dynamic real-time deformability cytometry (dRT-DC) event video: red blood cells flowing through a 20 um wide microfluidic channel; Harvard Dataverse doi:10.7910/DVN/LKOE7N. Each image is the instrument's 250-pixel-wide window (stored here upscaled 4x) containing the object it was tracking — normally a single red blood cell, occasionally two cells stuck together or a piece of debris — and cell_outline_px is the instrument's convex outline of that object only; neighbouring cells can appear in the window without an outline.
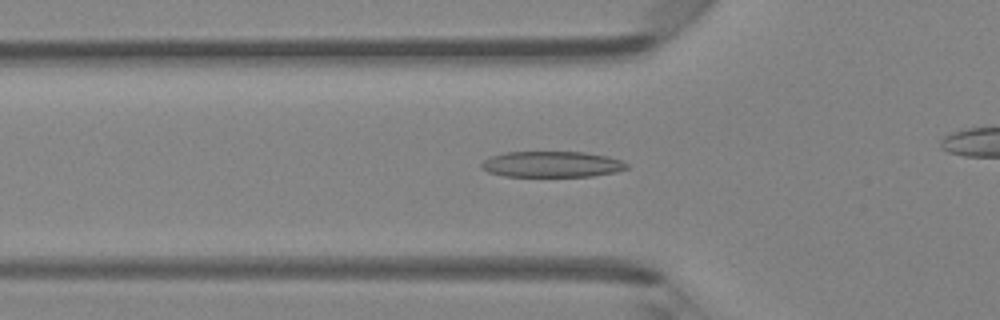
{"species": "Egyptian fruit bat (a non-hibernating species)", "species_latin": "Rousettus aegyptiacus", "temperature_condition": "room temperature", "stored_images_in_passage": 30, "camera_frame_rate_fps": 3000, "um_per_image_px": 0.085, "animal": {"sex": "female"}, "frame": {"image": 1, "passage_image": 7, "time_ms": 2.0, "image_size_px": [1000, 320], "cell_outline_px": [[628, 168], [616, 172], [592, 176], [504, 176], [488, 172], [480, 168], [480, 164], [488, 156], [504, 152], [584, 152], [608, 156], [620, 160], [628, 164]], "centroid_in_image_um": [46.87, 13.96], "position_along_channel_um": 78.9, "area_um2": 22.08}}
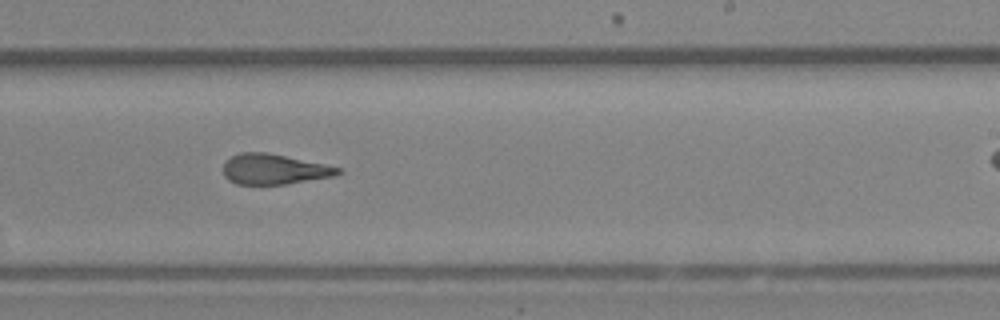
{"frame": {"image": 2, "passage_image": 20, "time_ms": 6.333, "image_size_px": [1000, 320], "cell_outline_px": [[340, 172], [336, 176], [284, 184], [236, 184], [228, 180], [224, 176], [224, 164], [232, 156], [240, 152], [264, 152], [324, 164], [340, 168]], "centroid_in_image_um": [23.27, 14.39], "position_along_channel_um": 265.7, "area_um2": 19.94}}
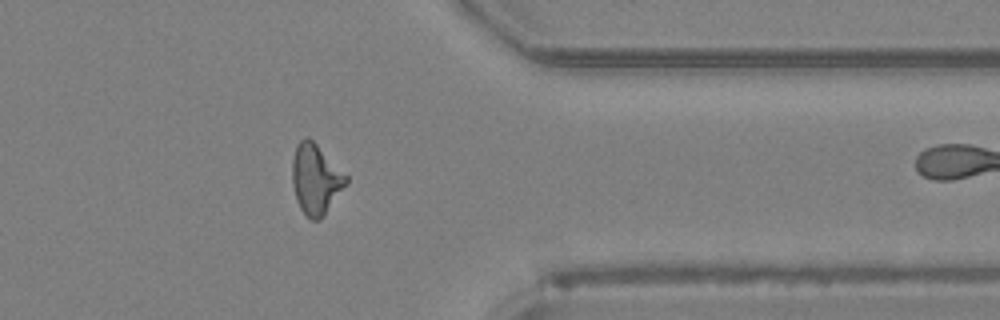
{"frame": {"image": 3, "passage_image": 29, "time_ms": 9.333, "image_size_px": [1000, 320], "cell_outline_px": [[348, 184], [320, 220], [312, 220], [300, 208], [296, 200], [292, 184], [292, 160], [296, 144], [304, 136], [308, 136], [348, 176]], "centroid_in_image_um": [26.83, 15.22], "position_along_channel_um": 384.6, "area_um2": 22.08}}